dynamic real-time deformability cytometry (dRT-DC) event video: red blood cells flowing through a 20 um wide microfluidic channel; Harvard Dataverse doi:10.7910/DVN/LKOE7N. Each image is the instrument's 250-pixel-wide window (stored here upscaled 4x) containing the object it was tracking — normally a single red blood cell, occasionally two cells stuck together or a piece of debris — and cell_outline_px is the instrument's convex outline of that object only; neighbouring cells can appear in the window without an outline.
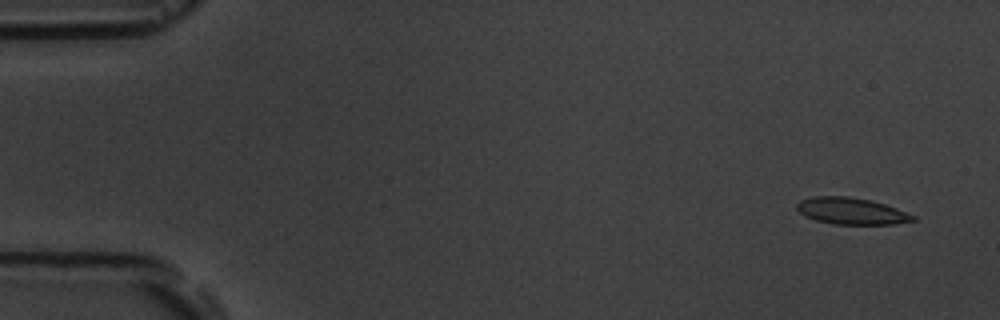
{"species": "common noctule bat (a hibernating species)", "species_latin": "Nyctalus noctula", "temperature_condition": "room temperature", "stored_images_in_passage": 15, "camera_frame_rate_fps": 3000, "um_per_image_px": 0.085, "animal": {"sex": "male", "body_mass_g": 19.5, "forearm_length_mm": 54.6}, "frame": {"image": 1, "passage_image": 1, "time_ms": 0.0, "image_size_px": [1000, 320], "cell_outline_px": [[916, 220], [892, 224], [832, 224], [816, 220], [804, 216], [796, 208], [796, 204], [800, 200], [812, 196], [848, 196], [872, 200], [896, 208], [916, 216]], "centroid_in_image_um": [72.34, 17.93], "position_along_channel_um": 12.7, "area_um2": 18.09}}
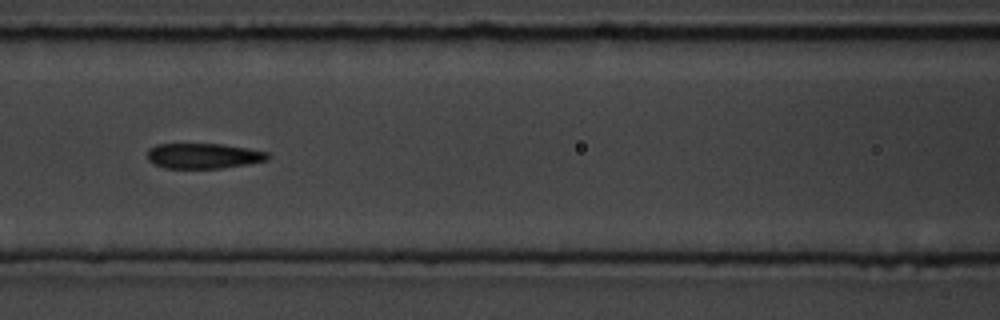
{"frame": {"image": 2, "passage_image": 7, "time_ms": 7.0, "image_size_px": [1000, 320], "cell_outline_px": [[268, 160], [248, 164], [220, 168], [164, 168], [152, 164], [148, 160], [148, 148], [156, 144], [224, 144], [248, 148], [268, 152]], "centroid_in_image_um": [17.27, 13.25], "position_along_channel_um": 149.3, "area_um2": 17.86}}
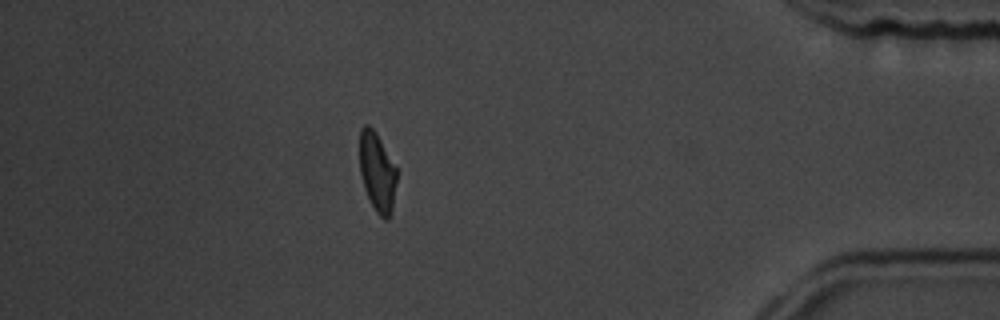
{"frame": {"image": 3, "passage_image": 14, "time_ms": 15.0, "image_size_px": [1000, 320], "cell_outline_px": [[396, 180], [392, 212], [388, 220], [384, 220], [376, 212], [364, 188], [360, 172], [360, 128], [364, 124], [368, 124], [376, 132], [396, 168]], "centroid_in_image_um": [32.05, 14.63], "position_along_channel_um": 403.1, "area_um2": 16.99}, "authors_computed_cell_mechanics": {"area_um2": 18.3804, "velocity_mm_per_s": 3.7208, "shape_relaxation_time_tau1_ms": 4.9905, "shape_relaxation_time_tau2_ms": 2.7535, "deformation_change_tau1": 0.1574, "deformation_change_tau2": 0.0868}}